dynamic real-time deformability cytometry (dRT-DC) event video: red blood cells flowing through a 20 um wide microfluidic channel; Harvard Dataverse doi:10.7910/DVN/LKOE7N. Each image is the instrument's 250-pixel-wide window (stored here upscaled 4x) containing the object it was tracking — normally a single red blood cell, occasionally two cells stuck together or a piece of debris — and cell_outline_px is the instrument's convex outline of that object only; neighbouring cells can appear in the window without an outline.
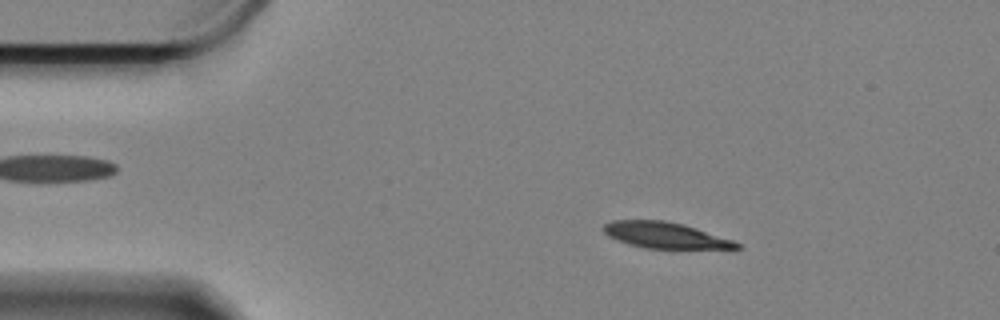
{"species": "Egyptian fruit bat (a non-hibernating species)", "species_latin": "Rousettus aegyptiacus", "temperature_condition": "cold", "stored_images_in_passage": 59, "camera_frame_rate_fps": 3000, "um_per_image_px": 0.085, "animal": {"sex": "female"}, "frame": {"image": 1, "passage_image": 9, "time_ms": 2.667, "image_size_px": [1000, 320], "cell_outline_px": [[744, 248], [644, 248], [628, 244], [616, 240], [608, 236], [604, 232], [604, 224], [612, 220], [664, 220], [684, 224], [732, 240], [740, 244]], "centroid_in_image_um": [56.5, 19.99], "position_along_channel_um": 28.5, "area_um2": 20.0}}
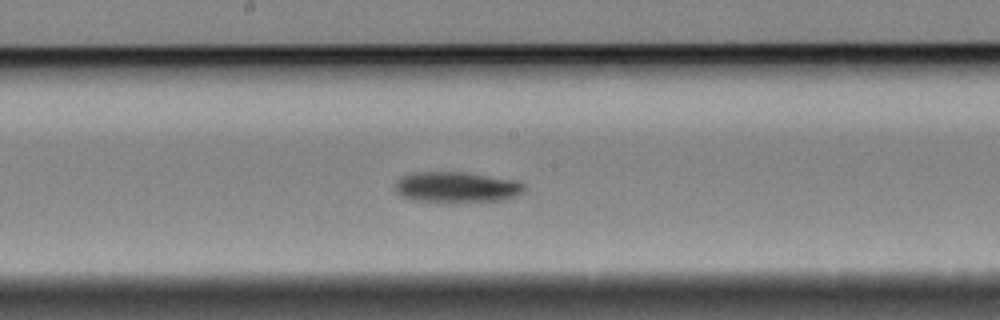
{"frame": {"image": 2, "passage_image": 30, "time_ms": 9.667, "image_size_px": [1000, 320], "cell_outline_px": [[524, 192], [520, 196], [500, 200], [452, 204], [444, 204], [412, 200], [400, 196], [396, 192], [396, 180], [400, 176], [416, 172], [464, 172], [520, 180], [524, 184]], "centroid_in_image_um": [38.83, 15.94], "position_along_channel_um": 209.4, "area_um2": 24.16}}
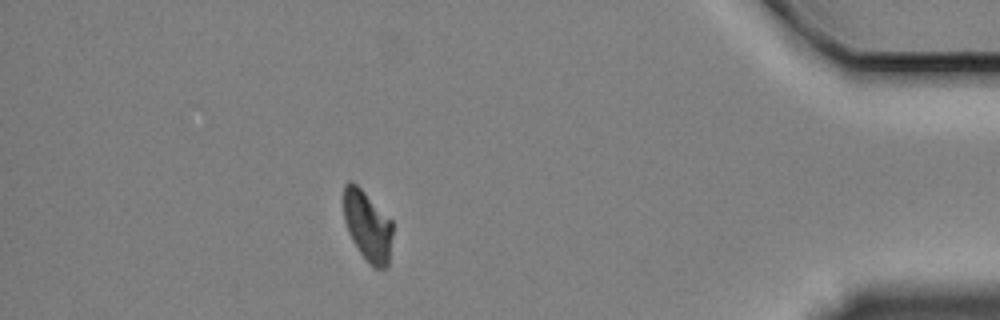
{"frame": {"image": 3, "passage_image": 52, "time_ms": 17.0, "image_size_px": [1000, 320], "cell_outline_px": [[392, 236], [388, 268], [372, 268], [368, 264], [352, 240], [348, 232], [344, 220], [344, 184], [348, 180], [352, 180], [392, 220]], "centroid_in_image_um": [31.24, 19.23], "position_along_channel_um": 404.0, "area_um2": 20.17}, "authors_computed_cell_mechanics": {"area_um2": 22.0796, "velocity_mm_per_s": 3.2921, "shape_relaxation_time_tau1_ms": 4.9619, "shape_relaxation_time_tau2_ms": null, "deformation_change_tau1": 0.1165, "deformation_change_tau2": null}}